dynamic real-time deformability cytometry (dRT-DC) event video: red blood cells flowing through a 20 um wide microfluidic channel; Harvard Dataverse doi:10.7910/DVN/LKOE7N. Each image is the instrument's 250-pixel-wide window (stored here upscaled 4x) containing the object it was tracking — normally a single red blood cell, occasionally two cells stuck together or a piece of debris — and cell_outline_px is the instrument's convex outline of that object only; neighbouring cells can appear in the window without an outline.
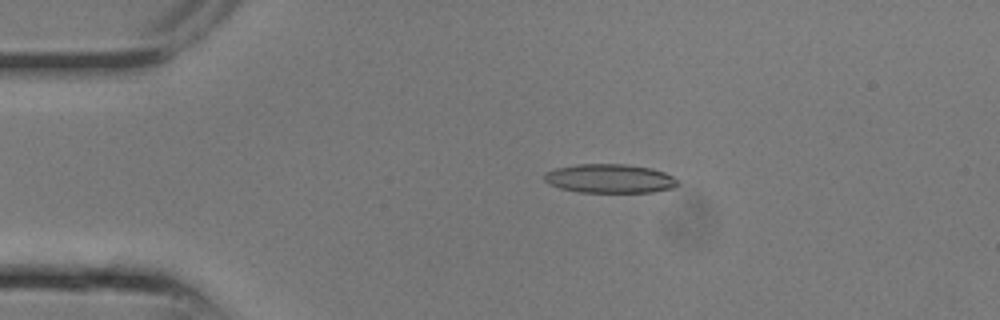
{"species": "common noctule bat (a hibernating species)", "species_latin": "Nyctalus noctula", "temperature_condition": "room temperature", "stored_images_in_passage": 9, "camera_frame_rate_fps": 3000, "um_per_image_px": 0.085, "animal": {"sex": "male", "body_mass_g": 13.3}, "frame": {"image": 1, "passage_image": 4, "time_ms": 1.0, "image_size_px": [1000, 320], "cell_outline_px": [[680, 184], [672, 188], [652, 192], [580, 192], [560, 188], [548, 184], [544, 180], [544, 176], [548, 172], [556, 168], [576, 164], [624, 164], [652, 168], [664, 172], [680, 180]], "centroid_in_image_um": [51.86, 15.18], "position_along_channel_um": 33.1, "area_um2": 22.54}}
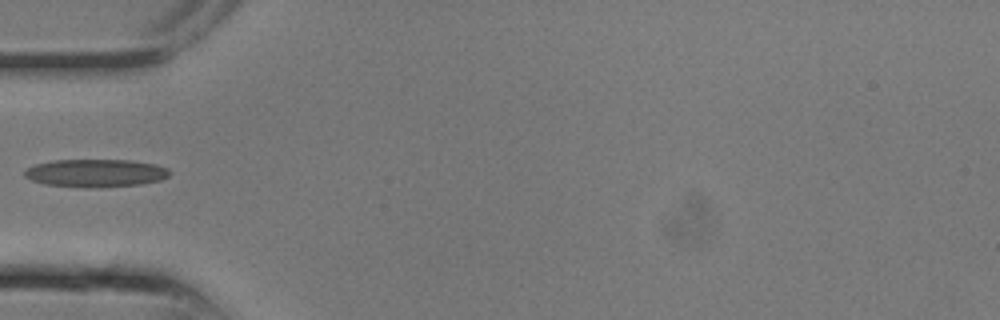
{"frame": {"image": 2, "passage_image": 7, "time_ms": 2.0, "image_size_px": [1000, 320], "cell_outline_px": [[168, 176], [160, 180], [140, 184], [100, 188], [84, 188], [44, 184], [32, 180], [24, 176], [24, 172], [28, 168], [36, 164], [52, 160], [128, 160], [156, 164], [168, 168]], "centroid_in_image_um": [8.11, 14.72], "position_along_channel_um": 76.9, "area_um2": 23.64}}
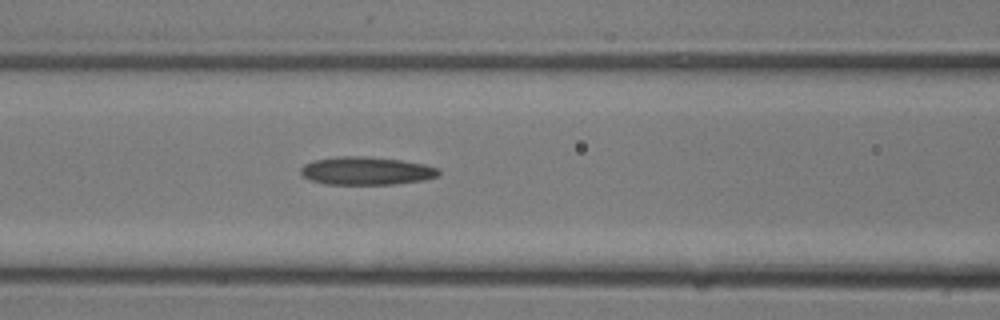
{"frame": {"image": 3, "passage_image": 9, "time_ms": 2.667, "image_size_px": [1000, 320], "cell_outline_px": [[440, 176], [424, 180], [396, 184], [324, 184], [312, 180], [304, 176], [300, 172], [300, 168], [304, 164], [312, 160], [336, 156], [364, 156], [400, 160], [424, 164], [440, 168]], "centroid_in_image_um": [31.15, 14.52], "position_along_channel_um": 135.4, "area_um2": 22.72}}